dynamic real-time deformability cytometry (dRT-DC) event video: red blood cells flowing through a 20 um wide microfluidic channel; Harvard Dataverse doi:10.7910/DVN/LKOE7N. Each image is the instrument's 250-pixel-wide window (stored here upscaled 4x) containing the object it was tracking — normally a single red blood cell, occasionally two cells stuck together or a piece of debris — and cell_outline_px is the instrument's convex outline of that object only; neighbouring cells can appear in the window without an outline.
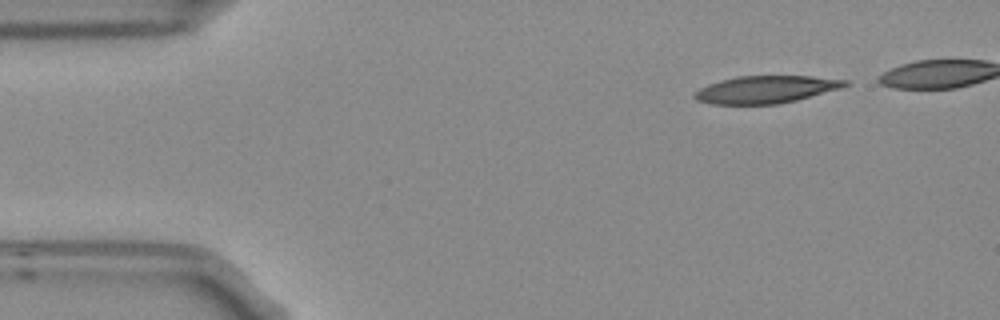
{"species": "Egyptian fruit bat (a non-hibernating species)", "species_latin": "Rousettus aegyptiacus", "temperature_condition": "room temperature", "stored_images_in_passage": 7, "camera_frame_rate_fps": 3000, "um_per_image_px": 0.085, "frame": {"image": 1, "passage_image": 1, "time_ms": 0.0, "image_size_px": [1000, 320], "cell_outline_px": [[852, 84], [840, 88], [796, 100], [776, 104], [708, 104], [696, 100], [692, 96], [692, 92], [708, 84], [720, 80], [736, 76], [812, 76], [848, 80]], "centroid_in_image_um": [65.06, 7.6], "position_along_channel_um": 19.9, "area_um2": 24.16}}
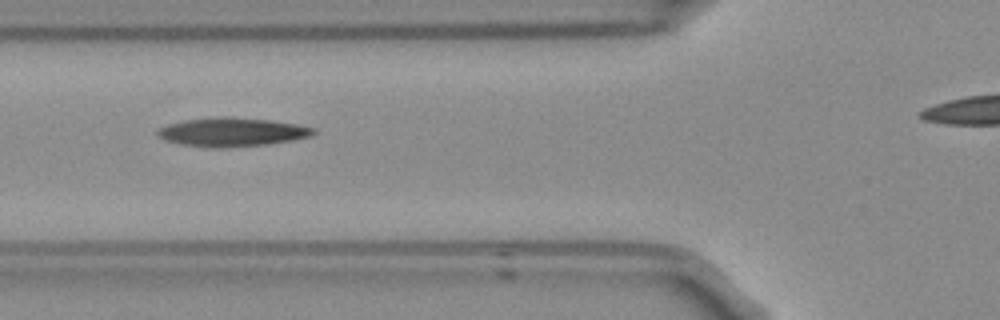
{"frame": {"image": 2, "passage_image": 5, "time_ms": 1.333, "image_size_px": [1000, 320], "cell_outline_px": [[316, 132], [312, 136], [292, 140], [268, 144], [224, 148], [208, 148], [180, 144], [164, 140], [156, 136], [156, 132], [160, 128], [168, 124], [184, 120], [220, 116], [228, 116], [272, 120], [296, 124], [316, 128]], "centroid_in_image_um": [19.71, 11.23], "position_along_channel_um": 106.1, "area_um2": 26.47}}